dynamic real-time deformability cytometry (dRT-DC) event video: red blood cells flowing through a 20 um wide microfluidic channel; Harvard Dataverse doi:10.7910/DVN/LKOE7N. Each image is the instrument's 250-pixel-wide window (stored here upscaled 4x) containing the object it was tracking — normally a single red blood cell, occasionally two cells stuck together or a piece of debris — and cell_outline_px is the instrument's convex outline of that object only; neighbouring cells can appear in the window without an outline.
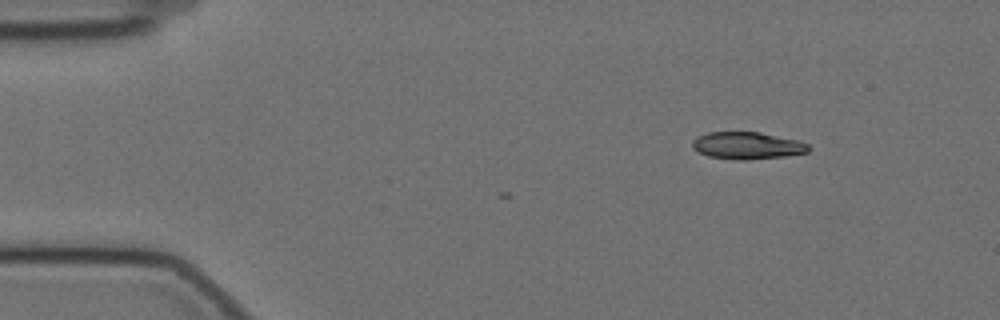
{"species": "Egyptian fruit bat (a non-hibernating species)", "species_latin": "Rousettus aegyptiacus", "temperature_condition": "cold", "stored_images_in_passage": 5, "camera_frame_rate_fps": 3000, "um_per_image_px": 0.085, "animal": {"sex": "female"}, "frame": {"image": 1, "passage_image": 1, "time_ms": 0.0, "image_size_px": [1000, 320], "cell_outline_px": [[808, 152], [784, 156], [744, 160], [740, 160], [708, 156], [692, 148], [692, 140], [708, 132], [760, 132], [796, 140], [808, 144]], "centroid_in_image_um": [63.49, 12.37], "position_along_channel_um": 21.5, "area_um2": 18.09}}